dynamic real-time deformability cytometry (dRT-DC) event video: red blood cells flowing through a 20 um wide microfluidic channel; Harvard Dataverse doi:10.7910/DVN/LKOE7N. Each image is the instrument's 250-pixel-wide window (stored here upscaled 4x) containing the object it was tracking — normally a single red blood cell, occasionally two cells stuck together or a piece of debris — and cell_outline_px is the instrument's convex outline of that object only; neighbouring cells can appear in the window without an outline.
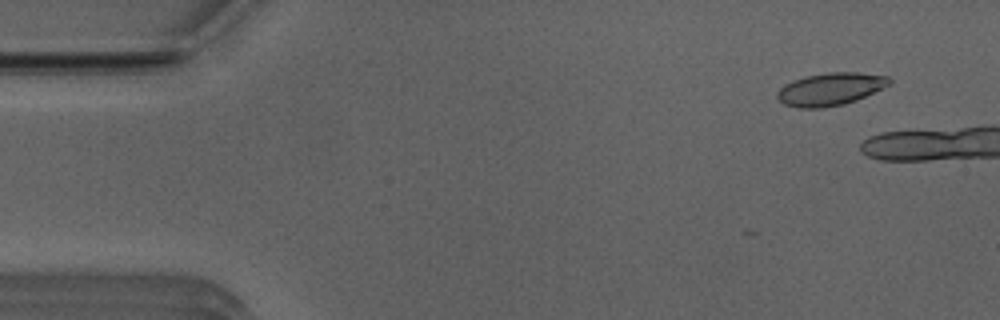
{"species": "Egyptian fruit bat (a non-hibernating species)", "species_latin": "Rousettus aegyptiacus", "temperature_condition": "room temperature", "stored_images_in_passage": 4, "camera_frame_rate_fps": 3000, "um_per_image_px": 0.085, "animal": {"sex": "male"}, "frame": {"image": 1, "passage_image": 1, "time_ms": 0.0, "image_size_px": [1000, 320], "cell_outline_px": [[892, 84], [856, 100], [844, 104], [820, 108], [800, 108], [784, 104], [776, 96], [776, 92], [784, 84], [792, 80], [804, 76], [828, 72], [860, 72], [888, 76], [892, 80]], "centroid_in_image_um": [70.59, 7.56], "position_along_channel_um": 14.4, "area_um2": 21.5}}